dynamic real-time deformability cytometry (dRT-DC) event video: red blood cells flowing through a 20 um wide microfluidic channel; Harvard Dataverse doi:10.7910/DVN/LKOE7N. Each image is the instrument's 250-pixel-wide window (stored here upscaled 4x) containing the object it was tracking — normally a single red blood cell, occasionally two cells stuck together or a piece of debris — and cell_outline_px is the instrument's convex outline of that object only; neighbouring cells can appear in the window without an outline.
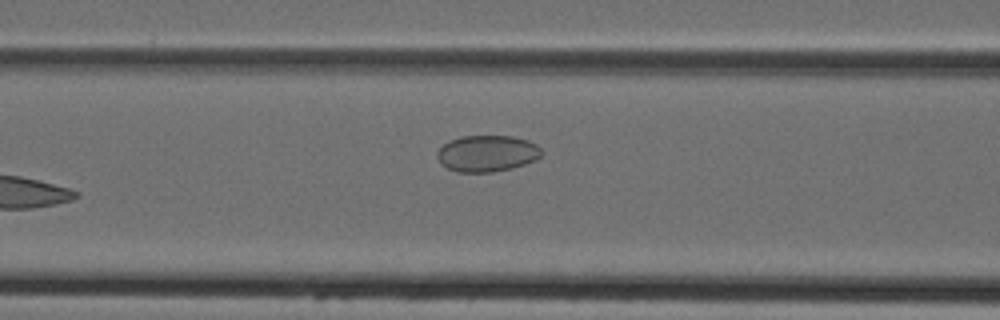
{"species": "Egyptian fruit bat (a non-hibernating species)", "species_latin": "Rousettus aegyptiacus", "temperature_condition": "cold", "stored_images_in_passage": 3, "camera_frame_rate_fps": 3000, "um_per_image_px": 0.085, "animal": {"sex": "female"}, "frame": {"image": 1, "passage_image": 3, "time_ms": 2.667, "image_size_px": [1000, 320], "cell_outline_px": [[544, 152], [536, 160], [512, 168], [492, 172], [456, 172], [448, 168], [436, 156], [436, 152], [444, 144], [460, 136], [512, 136], [528, 140], [536, 144]], "centroid_in_image_um": [41.43, 13.04], "position_along_channel_um": 125.2, "area_um2": 22.08}}